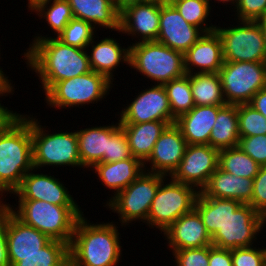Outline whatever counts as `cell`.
Listing matches in <instances>:
<instances>
[{
	"label": "cell",
	"instance_id": "6da1fadb",
	"mask_svg": "<svg viewBox=\"0 0 266 266\" xmlns=\"http://www.w3.org/2000/svg\"><path fill=\"white\" fill-rule=\"evenodd\" d=\"M23 55L27 67L40 79L44 93L58 81L91 71L87 49L66 45L48 35L37 33Z\"/></svg>",
	"mask_w": 266,
	"mask_h": 266
},
{
	"label": "cell",
	"instance_id": "7a4b0ae2",
	"mask_svg": "<svg viewBox=\"0 0 266 266\" xmlns=\"http://www.w3.org/2000/svg\"><path fill=\"white\" fill-rule=\"evenodd\" d=\"M119 227L114 222L91 223L83 214L69 245V266H117L123 251Z\"/></svg>",
	"mask_w": 266,
	"mask_h": 266
},
{
	"label": "cell",
	"instance_id": "3957f363",
	"mask_svg": "<svg viewBox=\"0 0 266 266\" xmlns=\"http://www.w3.org/2000/svg\"><path fill=\"white\" fill-rule=\"evenodd\" d=\"M33 168L31 114L20 113L0 132V197L12 194Z\"/></svg>",
	"mask_w": 266,
	"mask_h": 266
},
{
	"label": "cell",
	"instance_id": "277c9868",
	"mask_svg": "<svg viewBox=\"0 0 266 266\" xmlns=\"http://www.w3.org/2000/svg\"><path fill=\"white\" fill-rule=\"evenodd\" d=\"M23 223L32 226L50 239L70 245L78 219L83 215L80 206H58L40 200H18V206L6 203ZM17 207V208H16Z\"/></svg>",
	"mask_w": 266,
	"mask_h": 266
},
{
	"label": "cell",
	"instance_id": "5b68a950",
	"mask_svg": "<svg viewBox=\"0 0 266 266\" xmlns=\"http://www.w3.org/2000/svg\"><path fill=\"white\" fill-rule=\"evenodd\" d=\"M40 120L31 115V136L33 165L36 169L43 167H79L83 168L80 161L78 138L76 131L58 133L46 130ZM47 132V133H46Z\"/></svg>",
	"mask_w": 266,
	"mask_h": 266
},
{
	"label": "cell",
	"instance_id": "8992f818",
	"mask_svg": "<svg viewBox=\"0 0 266 266\" xmlns=\"http://www.w3.org/2000/svg\"><path fill=\"white\" fill-rule=\"evenodd\" d=\"M129 47L130 69H136L154 84L164 85L186 74L183 53L156 41L136 42Z\"/></svg>",
	"mask_w": 266,
	"mask_h": 266
},
{
	"label": "cell",
	"instance_id": "52a82bcc",
	"mask_svg": "<svg viewBox=\"0 0 266 266\" xmlns=\"http://www.w3.org/2000/svg\"><path fill=\"white\" fill-rule=\"evenodd\" d=\"M265 226L266 218L249 204L226 199V220L212 237V245L230 250L251 247Z\"/></svg>",
	"mask_w": 266,
	"mask_h": 266
},
{
	"label": "cell",
	"instance_id": "ba28073f",
	"mask_svg": "<svg viewBox=\"0 0 266 266\" xmlns=\"http://www.w3.org/2000/svg\"><path fill=\"white\" fill-rule=\"evenodd\" d=\"M112 85L113 82L106 76L91 70L86 74L56 82L44 94V100L50 108H79L102 101L110 93Z\"/></svg>",
	"mask_w": 266,
	"mask_h": 266
},
{
	"label": "cell",
	"instance_id": "9c48e42d",
	"mask_svg": "<svg viewBox=\"0 0 266 266\" xmlns=\"http://www.w3.org/2000/svg\"><path fill=\"white\" fill-rule=\"evenodd\" d=\"M165 178L162 174L143 171L128 187L106 200L104 207L118 214L120 226L126 227L133 221L145 223L156 191Z\"/></svg>",
	"mask_w": 266,
	"mask_h": 266
},
{
	"label": "cell",
	"instance_id": "30bf717a",
	"mask_svg": "<svg viewBox=\"0 0 266 266\" xmlns=\"http://www.w3.org/2000/svg\"><path fill=\"white\" fill-rule=\"evenodd\" d=\"M199 193L193 186L174 181L170 176L165 178L156 191L145 225L164 232L178 218L195 208Z\"/></svg>",
	"mask_w": 266,
	"mask_h": 266
},
{
	"label": "cell",
	"instance_id": "8fae6325",
	"mask_svg": "<svg viewBox=\"0 0 266 266\" xmlns=\"http://www.w3.org/2000/svg\"><path fill=\"white\" fill-rule=\"evenodd\" d=\"M229 27L216 26L222 40L224 62L266 63L263 32L258 21H239Z\"/></svg>",
	"mask_w": 266,
	"mask_h": 266
},
{
	"label": "cell",
	"instance_id": "7c38bea8",
	"mask_svg": "<svg viewBox=\"0 0 266 266\" xmlns=\"http://www.w3.org/2000/svg\"><path fill=\"white\" fill-rule=\"evenodd\" d=\"M219 75L227 104H249L257 91L266 88L263 62H224Z\"/></svg>",
	"mask_w": 266,
	"mask_h": 266
},
{
	"label": "cell",
	"instance_id": "4fadbf2b",
	"mask_svg": "<svg viewBox=\"0 0 266 266\" xmlns=\"http://www.w3.org/2000/svg\"><path fill=\"white\" fill-rule=\"evenodd\" d=\"M132 100L119 113L120 123L164 121L169 125L175 124L164 85L148 86Z\"/></svg>",
	"mask_w": 266,
	"mask_h": 266
},
{
	"label": "cell",
	"instance_id": "5bb4252c",
	"mask_svg": "<svg viewBox=\"0 0 266 266\" xmlns=\"http://www.w3.org/2000/svg\"><path fill=\"white\" fill-rule=\"evenodd\" d=\"M219 150L207 145H187L184 156L174 173V181L193 186L199 192L218 169Z\"/></svg>",
	"mask_w": 266,
	"mask_h": 266
},
{
	"label": "cell",
	"instance_id": "9a60e30c",
	"mask_svg": "<svg viewBox=\"0 0 266 266\" xmlns=\"http://www.w3.org/2000/svg\"><path fill=\"white\" fill-rule=\"evenodd\" d=\"M203 34L198 27L189 24L170 1H160L156 42L184 54Z\"/></svg>",
	"mask_w": 266,
	"mask_h": 266
},
{
	"label": "cell",
	"instance_id": "2e32d148",
	"mask_svg": "<svg viewBox=\"0 0 266 266\" xmlns=\"http://www.w3.org/2000/svg\"><path fill=\"white\" fill-rule=\"evenodd\" d=\"M33 168L12 193L18 200H40L58 206H79L77 201L58 178L51 174L36 173ZM35 172V173H34Z\"/></svg>",
	"mask_w": 266,
	"mask_h": 266
},
{
	"label": "cell",
	"instance_id": "e0dca14e",
	"mask_svg": "<svg viewBox=\"0 0 266 266\" xmlns=\"http://www.w3.org/2000/svg\"><path fill=\"white\" fill-rule=\"evenodd\" d=\"M160 0H148L127 6L120 12V30L136 42L156 41L159 33Z\"/></svg>",
	"mask_w": 266,
	"mask_h": 266
},
{
	"label": "cell",
	"instance_id": "ac0fdd59",
	"mask_svg": "<svg viewBox=\"0 0 266 266\" xmlns=\"http://www.w3.org/2000/svg\"><path fill=\"white\" fill-rule=\"evenodd\" d=\"M186 146L187 142L180 129L175 124L169 125L156 141L152 154L144 162V171L171 176L178 168Z\"/></svg>",
	"mask_w": 266,
	"mask_h": 266
},
{
	"label": "cell",
	"instance_id": "d6986e66",
	"mask_svg": "<svg viewBox=\"0 0 266 266\" xmlns=\"http://www.w3.org/2000/svg\"><path fill=\"white\" fill-rule=\"evenodd\" d=\"M6 238L11 266L21 257L39 252L51 239L19 220L7 206Z\"/></svg>",
	"mask_w": 266,
	"mask_h": 266
},
{
	"label": "cell",
	"instance_id": "ffe728a7",
	"mask_svg": "<svg viewBox=\"0 0 266 266\" xmlns=\"http://www.w3.org/2000/svg\"><path fill=\"white\" fill-rule=\"evenodd\" d=\"M162 234L171 251L212 245V238L195 208L178 218Z\"/></svg>",
	"mask_w": 266,
	"mask_h": 266
},
{
	"label": "cell",
	"instance_id": "44dd1931",
	"mask_svg": "<svg viewBox=\"0 0 266 266\" xmlns=\"http://www.w3.org/2000/svg\"><path fill=\"white\" fill-rule=\"evenodd\" d=\"M223 63L222 40L216 30L204 33L184 53L186 74L219 73Z\"/></svg>",
	"mask_w": 266,
	"mask_h": 266
},
{
	"label": "cell",
	"instance_id": "7402d4cb",
	"mask_svg": "<svg viewBox=\"0 0 266 266\" xmlns=\"http://www.w3.org/2000/svg\"><path fill=\"white\" fill-rule=\"evenodd\" d=\"M95 35L92 42L87 46L89 64L92 71L106 76L111 82L114 81V71L122 64L129 65L130 47L125 48L115 38L105 37L95 42ZM91 47L90 49H88ZM89 50V51H88Z\"/></svg>",
	"mask_w": 266,
	"mask_h": 266
},
{
	"label": "cell",
	"instance_id": "603a6c76",
	"mask_svg": "<svg viewBox=\"0 0 266 266\" xmlns=\"http://www.w3.org/2000/svg\"><path fill=\"white\" fill-rule=\"evenodd\" d=\"M224 105L194 106L179 116L175 125L180 129L187 145H207L218 110Z\"/></svg>",
	"mask_w": 266,
	"mask_h": 266
},
{
	"label": "cell",
	"instance_id": "cb8c5ba5",
	"mask_svg": "<svg viewBox=\"0 0 266 266\" xmlns=\"http://www.w3.org/2000/svg\"><path fill=\"white\" fill-rule=\"evenodd\" d=\"M94 170V171H93ZM91 171L97 174L101 184L114 191L110 199L118 192L128 187L144 171V163L136 157H130L117 162H100Z\"/></svg>",
	"mask_w": 266,
	"mask_h": 266
},
{
	"label": "cell",
	"instance_id": "d4e9b609",
	"mask_svg": "<svg viewBox=\"0 0 266 266\" xmlns=\"http://www.w3.org/2000/svg\"><path fill=\"white\" fill-rule=\"evenodd\" d=\"M254 178L235 176L218 169L200 191L205 197L235 199L248 204L252 199Z\"/></svg>",
	"mask_w": 266,
	"mask_h": 266
},
{
	"label": "cell",
	"instance_id": "484cf974",
	"mask_svg": "<svg viewBox=\"0 0 266 266\" xmlns=\"http://www.w3.org/2000/svg\"><path fill=\"white\" fill-rule=\"evenodd\" d=\"M74 18L90 23L100 30H120V12L113 0H68Z\"/></svg>",
	"mask_w": 266,
	"mask_h": 266
},
{
	"label": "cell",
	"instance_id": "4316f807",
	"mask_svg": "<svg viewBox=\"0 0 266 266\" xmlns=\"http://www.w3.org/2000/svg\"><path fill=\"white\" fill-rule=\"evenodd\" d=\"M120 126V121L111 125L91 126L76 130L78 148L83 169L89 170L97 163L103 162V156L107 152L108 137Z\"/></svg>",
	"mask_w": 266,
	"mask_h": 266
},
{
	"label": "cell",
	"instance_id": "83f0119b",
	"mask_svg": "<svg viewBox=\"0 0 266 266\" xmlns=\"http://www.w3.org/2000/svg\"><path fill=\"white\" fill-rule=\"evenodd\" d=\"M129 142L133 157L143 163L152 154L154 145L164 130L169 126L164 121H151L143 123H120Z\"/></svg>",
	"mask_w": 266,
	"mask_h": 266
},
{
	"label": "cell",
	"instance_id": "f1b7e54d",
	"mask_svg": "<svg viewBox=\"0 0 266 266\" xmlns=\"http://www.w3.org/2000/svg\"><path fill=\"white\" fill-rule=\"evenodd\" d=\"M239 139L238 107L226 104L218 110L209 145L218 150L228 149L237 147Z\"/></svg>",
	"mask_w": 266,
	"mask_h": 266
},
{
	"label": "cell",
	"instance_id": "f546056e",
	"mask_svg": "<svg viewBox=\"0 0 266 266\" xmlns=\"http://www.w3.org/2000/svg\"><path fill=\"white\" fill-rule=\"evenodd\" d=\"M195 106L226 105L219 73L189 74Z\"/></svg>",
	"mask_w": 266,
	"mask_h": 266
},
{
	"label": "cell",
	"instance_id": "4dcf8cb0",
	"mask_svg": "<svg viewBox=\"0 0 266 266\" xmlns=\"http://www.w3.org/2000/svg\"><path fill=\"white\" fill-rule=\"evenodd\" d=\"M29 10L31 13L35 12L39 19L41 17L46 20L49 29L54 33V38H57L69 21L74 18L68 0H43Z\"/></svg>",
	"mask_w": 266,
	"mask_h": 266
},
{
	"label": "cell",
	"instance_id": "1f68e13d",
	"mask_svg": "<svg viewBox=\"0 0 266 266\" xmlns=\"http://www.w3.org/2000/svg\"><path fill=\"white\" fill-rule=\"evenodd\" d=\"M13 266H69V245L51 239L39 252L21 257Z\"/></svg>",
	"mask_w": 266,
	"mask_h": 266
},
{
	"label": "cell",
	"instance_id": "d6a6232c",
	"mask_svg": "<svg viewBox=\"0 0 266 266\" xmlns=\"http://www.w3.org/2000/svg\"><path fill=\"white\" fill-rule=\"evenodd\" d=\"M218 167L235 176L254 178L260 165L237 146L219 150Z\"/></svg>",
	"mask_w": 266,
	"mask_h": 266
},
{
	"label": "cell",
	"instance_id": "836d02e7",
	"mask_svg": "<svg viewBox=\"0 0 266 266\" xmlns=\"http://www.w3.org/2000/svg\"><path fill=\"white\" fill-rule=\"evenodd\" d=\"M195 209L198 211L205 225L206 231L212 238L222 229L226 220V199L205 197L199 193Z\"/></svg>",
	"mask_w": 266,
	"mask_h": 266
},
{
	"label": "cell",
	"instance_id": "e575fe53",
	"mask_svg": "<svg viewBox=\"0 0 266 266\" xmlns=\"http://www.w3.org/2000/svg\"><path fill=\"white\" fill-rule=\"evenodd\" d=\"M164 88L168 97L172 116L175 119L189 112L195 106L189 74L172 79L170 82L164 84Z\"/></svg>",
	"mask_w": 266,
	"mask_h": 266
},
{
	"label": "cell",
	"instance_id": "d590c367",
	"mask_svg": "<svg viewBox=\"0 0 266 266\" xmlns=\"http://www.w3.org/2000/svg\"><path fill=\"white\" fill-rule=\"evenodd\" d=\"M182 17L191 25L198 27L203 33L215 31L217 25L209 20L211 6L208 0H169ZM208 22L211 23L208 25Z\"/></svg>",
	"mask_w": 266,
	"mask_h": 266
},
{
	"label": "cell",
	"instance_id": "8d00e7d4",
	"mask_svg": "<svg viewBox=\"0 0 266 266\" xmlns=\"http://www.w3.org/2000/svg\"><path fill=\"white\" fill-rule=\"evenodd\" d=\"M96 31L97 29H95L90 23L73 18L58 35L57 39L66 45L87 49V46L97 34L95 33Z\"/></svg>",
	"mask_w": 266,
	"mask_h": 266
},
{
	"label": "cell",
	"instance_id": "74e56055",
	"mask_svg": "<svg viewBox=\"0 0 266 266\" xmlns=\"http://www.w3.org/2000/svg\"><path fill=\"white\" fill-rule=\"evenodd\" d=\"M238 107V124L240 137L266 135V117L249 104Z\"/></svg>",
	"mask_w": 266,
	"mask_h": 266
},
{
	"label": "cell",
	"instance_id": "f35d334b",
	"mask_svg": "<svg viewBox=\"0 0 266 266\" xmlns=\"http://www.w3.org/2000/svg\"><path fill=\"white\" fill-rule=\"evenodd\" d=\"M132 157L128 138L121 125L108 137L107 152L103 162H117Z\"/></svg>",
	"mask_w": 266,
	"mask_h": 266
},
{
	"label": "cell",
	"instance_id": "ab89813d",
	"mask_svg": "<svg viewBox=\"0 0 266 266\" xmlns=\"http://www.w3.org/2000/svg\"><path fill=\"white\" fill-rule=\"evenodd\" d=\"M233 266H266V248L255 246L231 249Z\"/></svg>",
	"mask_w": 266,
	"mask_h": 266
},
{
	"label": "cell",
	"instance_id": "60d3db41",
	"mask_svg": "<svg viewBox=\"0 0 266 266\" xmlns=\"http://www.w3.org/2000/svg\"><path fill=\"white\" fill-rule=\"evenodd\" d=\"M233 8L234 21H258L266 17V0H238Z\"/></svg>",
	"mask_w": 266,
	"mask_h": 266
},
{
	"label": "cell",
	"instance_id": "b9f144b4",
	"mask_svg": "<svg viewBox=\"0 0 266 266\" xmlns=\"http://www.w3.org/2000/svg\"><path fill=\"white\" fill-rule=\"evenodd\" d=\"M176 266H209V246L171 252Z\"/></svg>",
	"mask_w": 266,
	"mask_h": 266
},
{
	"label": "cell",
	"instance_id": "7bdbcfd3",
	"mask_svg": "<svg viewBox=\"0 0 266 266\" xmlns=\"http://www.w3.org/2000/svg\"><path fill=\"white\" fill-rule=\"evenodd\" d=\"M238 147L260 166H266V135L240 137Z\"/></svg>",
	"mask_w": 266,
	"mask_h": 266
},
{
	"label": "cell",
	"instance_id": "ee69618b",
	"mask_svg": "<svg viewBox=\"0 0 266 266\" xmlns=\"http://www.w3.org/2000/svg\"><path fill=\"white\" fill-rule=\"evenodd\" d=\"M248 204L266 218V166H260L254 177L252 199Z\"/></svg>",
	"mask_w": 266,
	"mask_h": 266
},
{
	"label": "cell",
	"instance_id": "f6af8a7d",
	"mask_svg": "<svg viewBox=\"0 0 266 266\" xmlns=\"http://www.w3.org/2000/svg\"><path fill=\"white\" fill-rule=\"evenodd\" d=\"M7 204L0 203V266H11L6 238Z\"/></svg>",
	"mask_w": 266,
	"mask_h": 266
},
{
	"label": "cell",
	"instance_id": "bcb514c9",
	"mask_svg": "<svg viewBox=\"0 0 266 266\" xmlns=\"http://www.w3.org/2000/svg\"><path fill=\"white\" fill-rule=\"evenodd\" d=\"M209 266H233L231 250L209 245Z\"/></svg>",
	"mask_w": 266,
	"mask_h": 266
},
{
	"label": "cell",
	"instance_id": "7dc6e473",
	"mask_svg": "<svg viewBox=\"0 0 266 266\" xmlns=\"http://www.w3.org/2000/svg\"><path fill=\"white\" fill-rule=\"evenodd\" d=\"M13 95L14 93H0V97ZM15 112V113H14ZM20 113H17L16 111L9 110L8 107H4V105H1L0 103V132L11 122L13 121Z\"/></svg>",
	"mask_w": 266,
	"mask_h": 266
},
{
	"label": "cell",
	"instance_id": "c3c4849f",
	"mask_svg": "<svg viewBox=\"0 0 266 266\" xmlns=\"http://www.w3.org/2000/svg\"><path fill=\"white\" fill-rule=\"evenodd\" d=\"M249 105L266 117V88L257 91Z\"/></svg>",
	"mask_w": 266,
	"mask_h": 266
},
{
	"label": "cell",
	"instance_id": "681fc988",
	"mask_svg": "<svg viewBox=\"0 0 266 266\" xmlns=\"http://www.w3.org/2000/svg\"><path fill=\"white\" fill-rule=\"evenodd\" d=\"M0 59H1V56H0ZM2 69L3 68H1L0 66V93H13L14 92L13 81L11 79L10 80L8 79L9 76H6L5 72H3L4 70Z\"/></svg>",
	"mask_w": 266,
	"mask_h": 266
},
{
	"label": "cell",
	"instance_id": "f907efd6",
	"mask_svg": "<svg viewBox=\"0 0 266 266\" xmlns=\"http://www.w3.org/2000/svg\"><path fill=\"white\" fill-rule=\"evenodd\" d=\"M148 0H113L116 9L121 12L124 10L127 6L137 3H142Z\"/></svg>",
	"mask_w": 266,
	"mask_h": 266
},
{
	"label": "cell",
	"instance_id": "816d5d0a",
	"mask_svg": "<svg viewBox=\"0 0 266 266\" xmlns=\"http://www.w3.org/2000/svg\"><path fill=\"white\" fill-rule=\"evenodd\" d=\"M258 22L260 23V26H261V29H262V32H263L265 48H266V17L258 20Z\"/></svg>",
	"mask_w": 266,
	"mask_h": 266
},
{
	"label": "cell",
	"instance_id": "f5cc1de1",
	"mask_svg": "<svg viewBox=\"0 0 266 266\" xmlns=\"http://www.w3.org/2000/svg\"><path fill=\"white\" fill-rule=\"evenodd\" d=\"M209 1V3L212 5V3H211V1L212 0H208ZM216 1H218L217 3L219 4V2H222L223 4L225 3L226 5L228 4V2H229V4L228 5H230L231 7H233V5H234V7L236 6V3H237V1L238 0H214V2H216ZM231 3V4H230ZM233 4V5H232Z\"/></svg>",
	"mask_w": 266,
	"mask_h": 266
},
{
	"label": "cell",
	"instance_id": "db71d44e",
	"mask_svg": "<svg viewBox=\"0 0 266 266\" xmlns=\"http://www.w3.org/2000/svg\"><path fill=\"white\" fill-rule=\"evenodd\" d=\"M40 1H43V0H27V2H28V10L31 8V7H33L36 3H39Z\"/></svg>",
	"mask_w": 266,
	"mask_h": 266
}]
</instances>
